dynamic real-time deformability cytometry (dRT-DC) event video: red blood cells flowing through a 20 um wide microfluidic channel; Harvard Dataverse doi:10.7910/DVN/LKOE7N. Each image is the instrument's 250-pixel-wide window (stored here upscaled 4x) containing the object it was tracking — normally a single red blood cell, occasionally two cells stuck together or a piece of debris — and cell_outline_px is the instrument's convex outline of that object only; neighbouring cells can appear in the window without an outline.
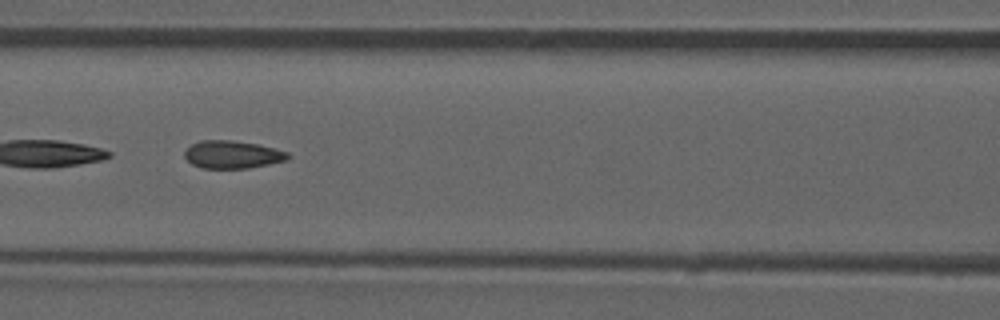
{"species": "common noctule bat (a hibernating species)", "species_latin": "Nyctalus noctula", "temperature_condition": "room temperature", "stored_images_in_passage": 53, "camera_frame_rate_fps": 3000, "um_per_image_px": 0.085, "animal": {"sex": "male", "forearm_length_mm": 52.5}, "frame": {"image": 1, "passage_image": 23, "time_ms": 7.333, "image_size_px": [1000, 320], "cell_outline_px": [[292, 156], [288, 160], [248, 168], [200, 168], [192, 164], [184, 156], [184, 152], [192, 144], [200, 140], [232, 140], [260, 144], [276, 148], [288, 152]], "centroid_in_image_um": [19.79, 13.13], "position_along_channel_um": 146.8, "area_um2": 16.88}, "authors_computed_cell_mechanics": {"area_um2": 17.1088, "velocity_mm_per_s": 3.8818, "shape_relaxation_time_tau1_ms": null, "shape_relaxation_time_tau2_ms": 1.3513, "deformation_change_tau1": null, "deformation_change_tau2": 0.078}}